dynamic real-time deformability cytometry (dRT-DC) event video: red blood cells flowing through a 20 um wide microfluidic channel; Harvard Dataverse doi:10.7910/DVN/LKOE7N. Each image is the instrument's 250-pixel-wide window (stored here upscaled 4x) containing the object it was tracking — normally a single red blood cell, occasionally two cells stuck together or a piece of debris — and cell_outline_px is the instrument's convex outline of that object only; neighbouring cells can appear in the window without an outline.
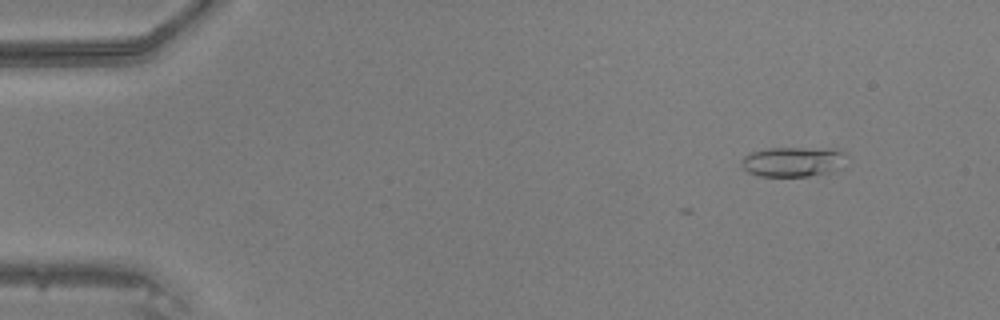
{"species": "common noctule bat (a hibernating species)", "species_latin": "Nyctalus noctula", "temperature_condition": "warm", "stored_images_in_passage": 8, "camera_frame_rate_fps": 3000, "um_per_image_px": 0.085, "animal": {"sex": "male", "body_mass_g": 20.5, "forearm_length_mm": 52.5}, "frame": {"image": 1, "passage_image": 1, "time_ms": 0.0, "image_size_px": [1000, 320], "cell_outline_px": [[848, 156], [844, 168], [832, 172], [808, 176], [760, 176], [748, 172], [740, 164], [740, 160], [748, 152], [768, 148], [840, 148]], "centroid_in_image_um": [67.48, 13.73], "position_along_channel_um": 17.5, "area_um2": 18.96}}